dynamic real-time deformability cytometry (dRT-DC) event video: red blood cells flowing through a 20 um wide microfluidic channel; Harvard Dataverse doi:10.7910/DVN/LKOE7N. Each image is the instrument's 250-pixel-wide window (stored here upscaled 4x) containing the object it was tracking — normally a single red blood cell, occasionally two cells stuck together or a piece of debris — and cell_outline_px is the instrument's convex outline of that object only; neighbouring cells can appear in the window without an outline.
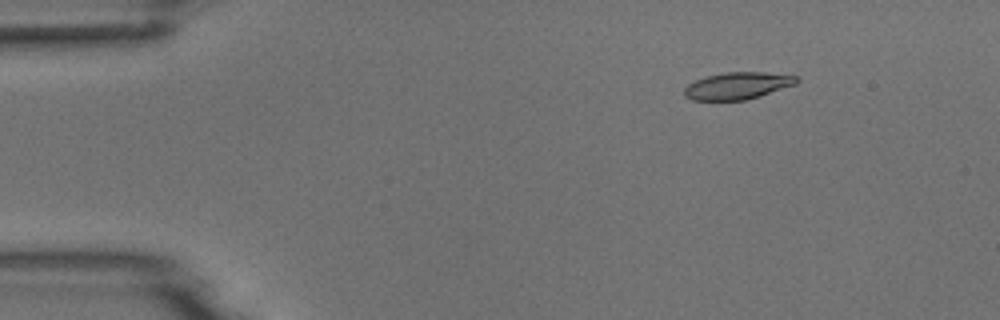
{"species": "common noctule bat (a hibernating species)", "species_latin": "Nyctalus noctula", "temperature_condition": "room temperature", "stored_images_in_passage": 5, "camera_frame_rate_fps": 3000, "um_per_image_px": 0.085, "animal": {"sex": "male", "body_mass_g": 18.8}, "frame": {"image": 1, "passage_image": 3, "time_ms": 2.333, "image_size_px": [1000, 320], "cell_outline_px": [[800, 80], [796, 84], [760, 96], [744, 100], [692, 100], [684, 96], [684, 88], [688, 84], [696, 80], [708, 76], [724, 72], [764, 72], [800, 76]], "centroid_in_image_um": [62.72, 7.28], "position_along_channel_um": 22.3, "area_um2": 17.74}}